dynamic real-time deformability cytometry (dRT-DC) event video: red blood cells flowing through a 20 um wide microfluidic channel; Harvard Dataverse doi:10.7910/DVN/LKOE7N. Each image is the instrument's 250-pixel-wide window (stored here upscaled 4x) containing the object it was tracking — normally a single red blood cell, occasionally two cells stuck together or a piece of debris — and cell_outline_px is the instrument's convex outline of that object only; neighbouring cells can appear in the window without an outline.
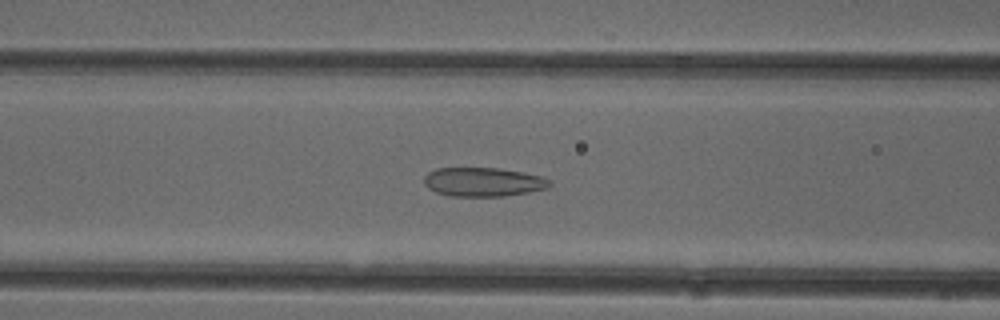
{"species": "common noctule bat (a hibernating species)", "species_latin": "Nyctalus noctula", "temperature_condition": "cold", "stored_images_in_passage": 35, "camera_frame_rate_fps": 3000, "um_per_image_px": 0.085, "animal": {"sex": "female"}, "frame": {"image": 1, "passage_image": 20, "time_ms": 6.333, "image_size_px": [1000, 320], "cell_outline_px": [[552, 184], [548, 188], [528, 192], [504, 196], [452, 196], [436, 192], [428, 188], [424, 184], [424, 176], [428, 172], [436, 168], [500, 168], [524, 172], [540, 176], [552, 180]], "centroid_in_image_um": [41.09, 15.46], "position_along_channel_um": 125.5, "area_um2": 21.33}}
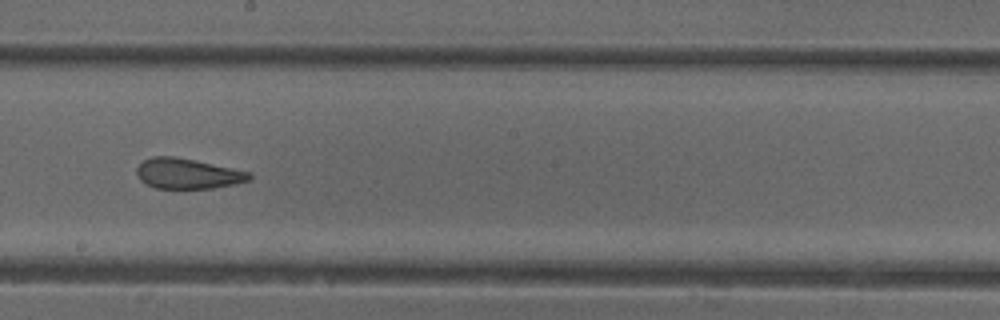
{"frame": {"image": 2, "passage_image": 28, "time_ms": 9.0, "image_size_px": [1000, 320], "cell_outline_px": [[252, 176], [248, 180], [236, 184], [212, 188], [156, 188], [140, 180], [136, 172], [136, 168], [144, 160], [152, 156], [172, 156], [196, 160], [252, 172]], "centroid_in_image_um": [15.97, 14.75], "position_along_channel_um": 232.2, "area_um2": 19.88}}
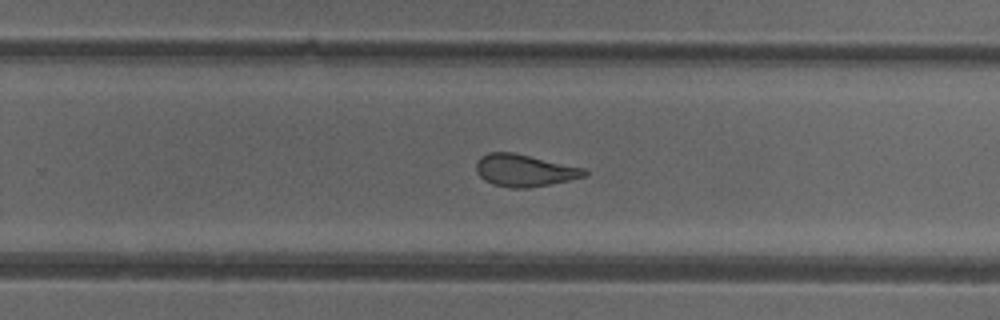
{"frame": {"image": 3, "passage_image": 32, "time_ms": 10.333, "image_size_px": [1000, 320], "cell_outline_px": [[588, 176], [528, 188], [512, 188], [492, 184], [484, 180], [476, 172], [476, 160], [480, 156], [488, 152], [512, 152], [584, 168], [588, 172]], "centroid_in_image_um": [44.54, 14.48], "position_along_channel_um": 285.3, "area_um2": 20.23}}